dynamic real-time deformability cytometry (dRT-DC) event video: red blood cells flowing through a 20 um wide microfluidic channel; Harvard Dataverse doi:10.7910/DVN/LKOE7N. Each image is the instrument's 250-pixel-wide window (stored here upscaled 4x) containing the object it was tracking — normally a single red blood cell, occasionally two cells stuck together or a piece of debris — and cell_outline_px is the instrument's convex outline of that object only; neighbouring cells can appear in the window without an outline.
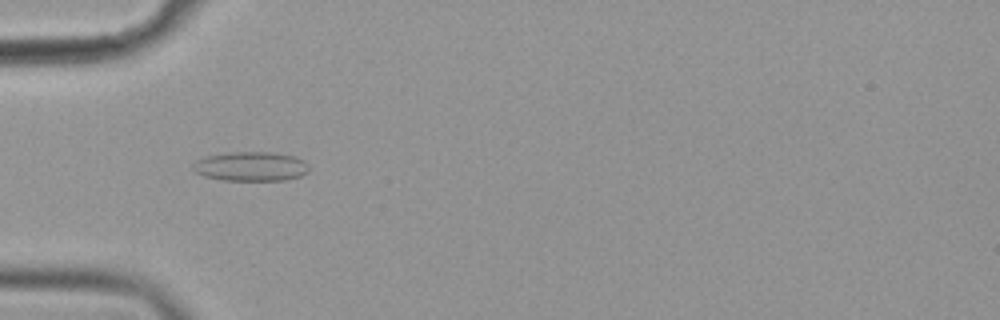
{"species": "common noctule bat (a hibernating species)", "species_latin": "Nyctalus noctula", "temperature_condition": "cold", "stored_images_in_passage": 56, "camera_frame_rate_fps": 3000, "um_per_image_px": 0.085, "animal": {"sex": "female", "body_mass_g": 19.9}, "frame": {"image": 1, "passage_image": 18, "time_ms": 5.667, "image_size_px": [1000, 320], "cell_outline_px": [[308, 172], [300, 176], [284, 180], [224, 180], [204, 176], [196, 172], [192, 168], [192, 164], [196, 160], [208, 156], [228, 152], [272, 152], [296, 156], [304, 160], [308, 164]], "centroid_in_image_um": [21.34, 14.14], "position_along_channel_um": 63.7, "area_um2": 19.88}}
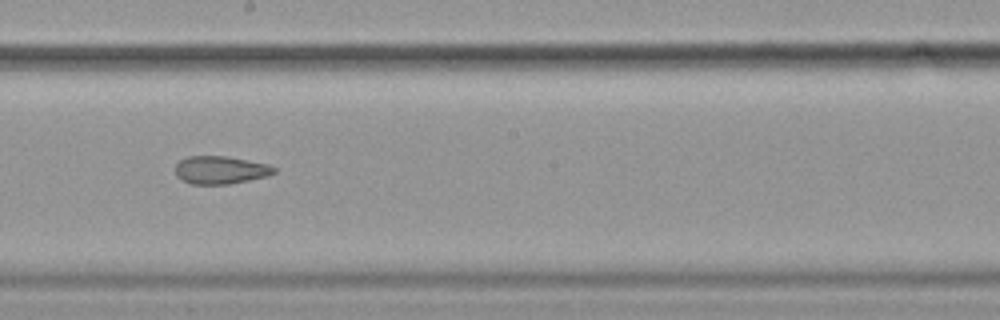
{"frame": {"image": 2, "passage_image": 32, "time_ms": 10.333, "image_size_px": [1000, 320], "cell_outline_px": [[276, 172], [268, 176], [228, 184], [192, 184], [176, 176], [176, 164], [180, 160], [188, 156], [228, 156], [268, 164], [276, 168]], "centroid_in_image_um": [18.75, 14.44], "position_along_channel_um": 229.4, "area_um2": 16.01}}
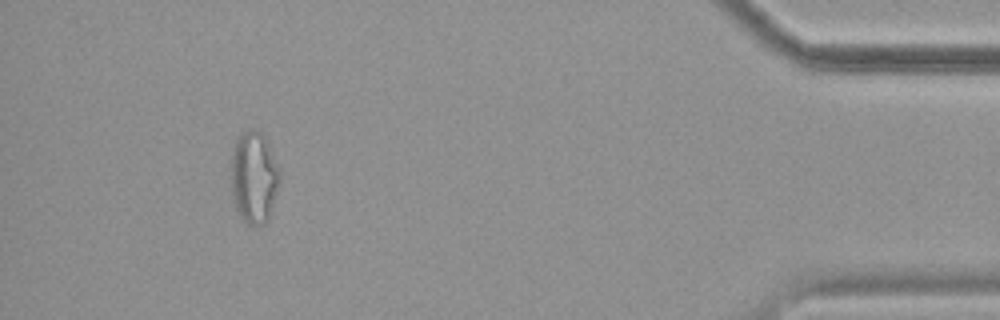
{"frame": {"image": 3, "passage_image": 52, "time_ms": 17.0, "image_size_px": [1000, 320], "cell_outline_px": [[280, 184], [268, 220], [264, 224], [248, 224], [240, 220], [236, 208], [232, 192], [232, 152], [236, 140], [248, 128], [256, 128], [264, 136], [280, 168]], "centroid_in_image_um": [21.61, 15.08], "position_along_channel_um": 413.6, "area_um2": 26.18}, "authors_computed_cell_mechanics": {"area_um2": 20.2878, "velocity_mm_per_s": 3.6098, "shape_relaxation_time_tau1_ms": null, "shape_relaxation_time_tau2_ms": 3.518, "deformation_change_tau1": null, "deformation_change_tau2": 0.1226}}